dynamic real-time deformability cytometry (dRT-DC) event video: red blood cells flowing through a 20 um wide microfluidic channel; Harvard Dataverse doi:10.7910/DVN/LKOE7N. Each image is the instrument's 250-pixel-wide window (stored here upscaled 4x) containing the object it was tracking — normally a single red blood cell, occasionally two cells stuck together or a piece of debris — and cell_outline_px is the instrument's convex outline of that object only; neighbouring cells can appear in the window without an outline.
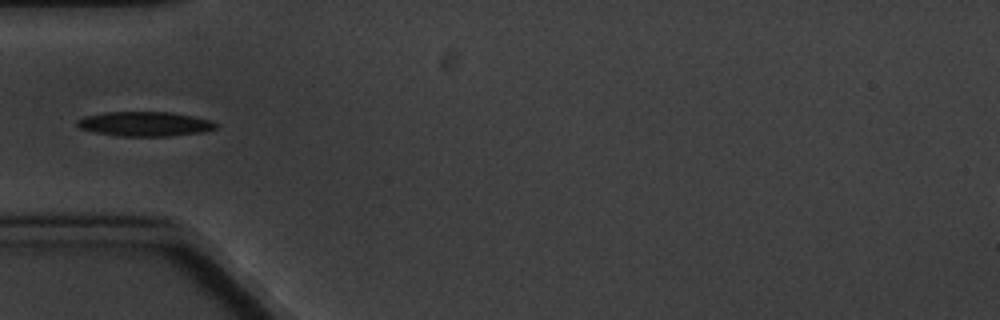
{"species": "common noctule bat (a hibernating species)", "species_latin": "Nyctalus noctula", "temperature_condition": "cold", "stored_images_in_passage": 10, "camera_frame_rate_fps": 3000, "um_per_image_px": 0.085, "animal": {"sex": "male", "body_mass_g": 20.1, "forearm_length_mm": 53.5}, "frame": {"image": 1, "passage_image": 4, "time_ms": 4.333, "image_size_px": [1000, 320], "cell_outline_px": [[220, 124], [216, 128], [204, 132], [168, 136], [116, 136], [96, 132], [80, 128], [76, 124], [76, 120], [84, 116], [108, 112], [172, 112], [212, 120]], "centroid_in_image_um": [12.35, 10.53], "position_along_channel_um": 72.7, "area_um2": 19.94}}
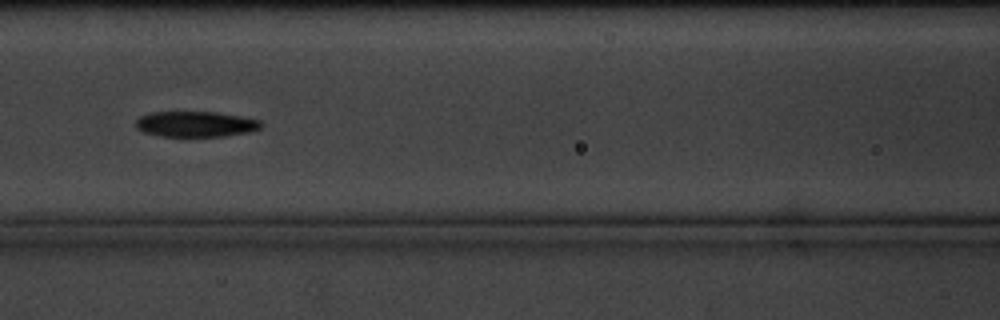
{"frame": {"image": 2, "passage_image": 6, "time_ms": 6.667, "image_size_px": [1000, 320], "cell_outline_px": [[264, 124], [260, 128], [248, 132], [228, 136], [160, 136], [144, 132], [136, 128], [136, 120], [140, 116], [152, 112], [216, 112], [240, 116], [260, 120]], "centroid_in_image_um": [16.64, 10.55], "position_along_channel_um": 150.0, "area_um2": 18.67}}